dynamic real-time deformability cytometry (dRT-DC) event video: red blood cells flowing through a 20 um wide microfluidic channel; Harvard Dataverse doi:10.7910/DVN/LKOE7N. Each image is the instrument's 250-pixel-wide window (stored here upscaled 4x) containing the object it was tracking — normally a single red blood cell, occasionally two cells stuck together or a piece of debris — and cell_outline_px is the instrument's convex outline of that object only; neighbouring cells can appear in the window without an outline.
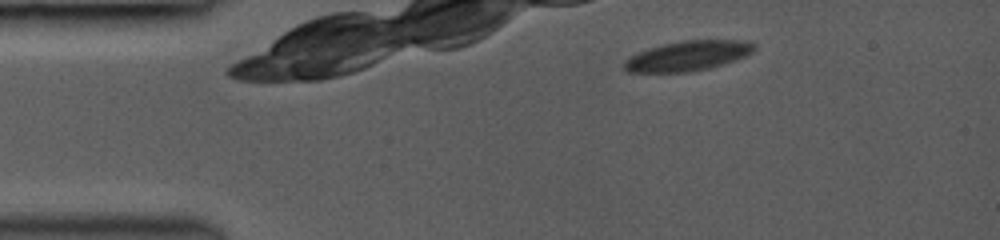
{"species": "common noctule bat (a hibernating species)", "species_latin": "Nyctalus noctula", "temperature_condition": "room temperature", "stored_images_in_passage": 9, "camera_frame_rate_fps": 3000, "um_per_image_px": 0.085, "animal": {"sex": "female", "body_mass_g": 19.0, "forearm_length_mm": 53.3}, "frame": {"image": 1, "passage_image": 1, "time_ms": 0.0, "image_size_px": [1000, 240], "cell_outline_px": [[756, 48], [752, 52], [744, 56], [708, 68], [688, 72], [628, 72], [624, 68], [624, 60], [628, 56], [636, 52], [648, 48], [664, 44], [684, 40], [752, 40], [756, 44]], "centroid_in_image_um": [58.44, 4.73], "position_along_channel_um": 26.6, "area_um2": 22.66}}
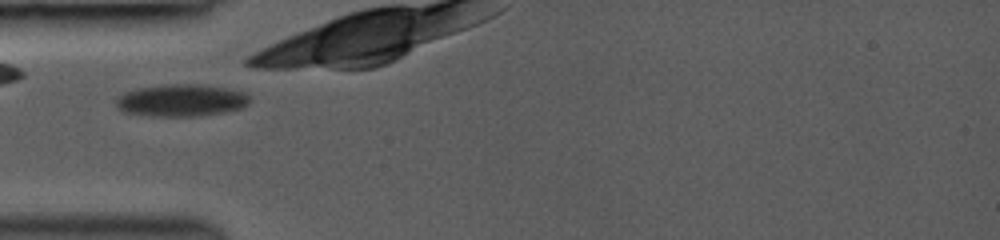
{"frame": {"image": 2, "passage_image": 6, "time_ms": 2.667, "image_size_px": [1000, 240], "cell_outline_px": [[252, 100], [244, 108], [224, 112], [196, 116], [148, 116], [124, 112], [116, 108], [116, 100], [124, 92], [140, 88], [164, 84], [204, 84], [244, 92], [252, 96]], "centroid_in_image_um": [15.44, 8.53], "position_along_channel_um": 69.6, "area_um2": 25.32}}